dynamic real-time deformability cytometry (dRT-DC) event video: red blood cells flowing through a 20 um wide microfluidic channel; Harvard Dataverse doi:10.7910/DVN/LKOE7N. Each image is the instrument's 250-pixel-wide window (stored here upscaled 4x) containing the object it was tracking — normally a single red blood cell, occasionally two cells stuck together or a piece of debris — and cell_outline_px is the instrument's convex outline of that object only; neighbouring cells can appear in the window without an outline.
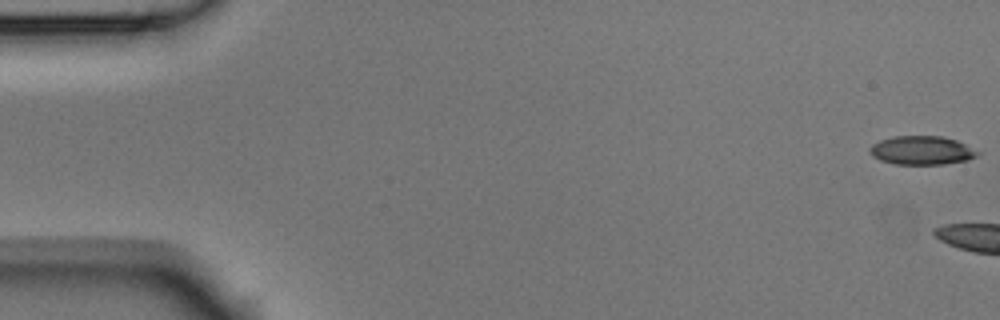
{"species": "Egyptian fruit bat (a non-hibernating species)", "species_latin": "Rousettus aegyptiacus", "temperature_condition": "room temperature", "stored_images_in_passage": 4, "camera_frame_rate_fps": 3000, "um_per_image_px": 0.085, "animal": {"sex": "male"}, "frame": {"image": 1, "passage_image": 1, "time_ms": 0.0, "image_size_px": [1000, 320], "cell_outline_px": [[980, 152], [976, 156], [968, 160], [944, 164], [896, 164], [880, 160], [872, 156], [868, 152], [868, 148], [872, 144], [880, 140], [892, 136], [944, 136], [956, 140]], "centroid_in_image_um": [78.31, 12.77], "position_along_channel_um": 6.7, "area_um2": 18.09}}